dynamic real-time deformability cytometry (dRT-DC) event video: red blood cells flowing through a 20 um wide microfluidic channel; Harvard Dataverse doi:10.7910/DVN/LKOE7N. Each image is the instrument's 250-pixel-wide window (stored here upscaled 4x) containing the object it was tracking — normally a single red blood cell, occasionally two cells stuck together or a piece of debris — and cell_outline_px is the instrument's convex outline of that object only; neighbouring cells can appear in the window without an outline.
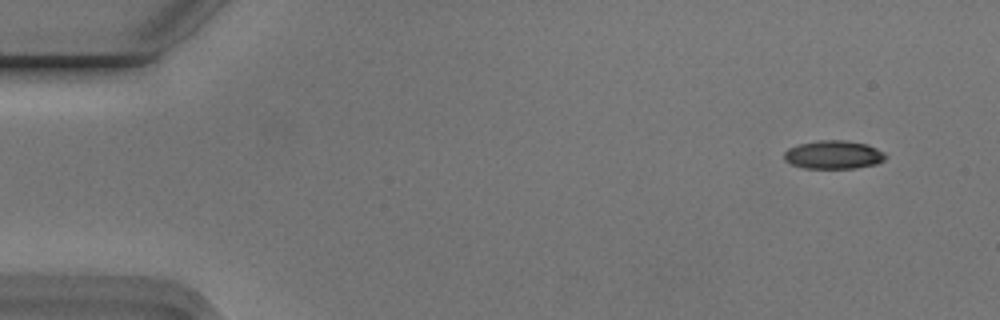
{"species": "Egyptian fruit bat (a non-hibernating species)", "species_latin": "Rousettus aegyptiacus", "temperature_condition": "cold", "stored_images_in_passage": 4, "camera_frame_rate_fps": 3000, "um_per_image_px": 0.085, "animal": {"sex": "male"}, "frame": {"image": 1, "passage_image": 1, "time_ms": 0.0, "image_size_px": [1000, 320], "cell_outline_px": [[888, 156], [884, 160], [876, 164], [856, 168], [804, 168], [792, 164], [784, 160], [784, 152], [788, 148], [800, 144], [820, 140], [844, 140], [868, 144], [884, 152]], "centroid_in_image_um": [70.87, 13.15], "position_along_channel_um": 14.1, "area_um2": 16.82}}
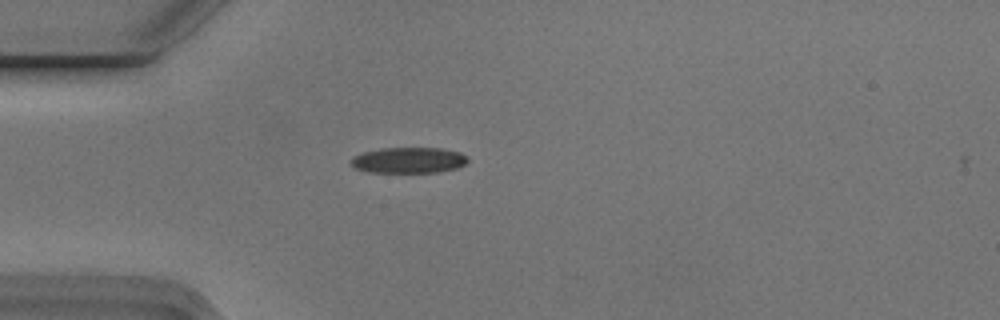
{"frame": {"image": 2, "passage_image": 4, "time_ms": 1.0, "image_size_px": [1000, 320], "cell_outline_px": [[468, 160], [464, 164], [456, 168], [440, 172], [368, 172], [356, 168], [352, 164], [352, 156], [364, 152], [380, 148], [440, 148], [460, 152]], "centroid_in_image_um": [34.72, 13.61], "position_along_channel_um": 50.3, "area_um2": 17.4}}